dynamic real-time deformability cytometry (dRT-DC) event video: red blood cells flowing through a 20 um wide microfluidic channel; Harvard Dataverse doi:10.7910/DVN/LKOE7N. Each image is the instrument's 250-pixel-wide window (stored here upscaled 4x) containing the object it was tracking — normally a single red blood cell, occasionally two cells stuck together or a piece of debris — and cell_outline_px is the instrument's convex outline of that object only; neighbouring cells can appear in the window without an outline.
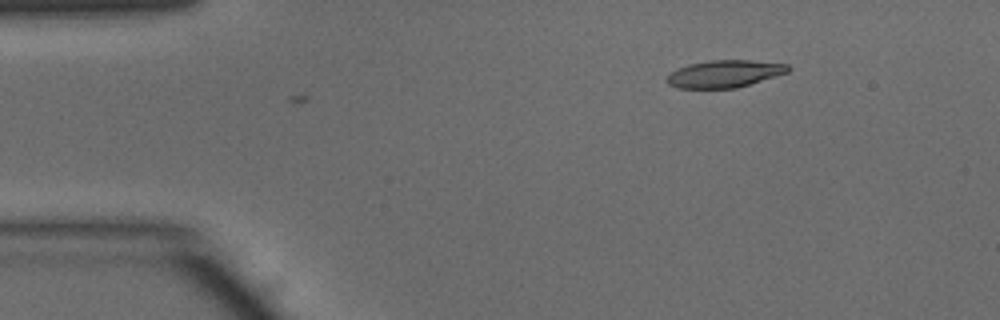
{"species": "common noctule bat (a hibernating species)", "species_latin": "Nyctalus noctula", "temperature_condition": "warm", "stored_images_in_passage": 6, "camera_frame_rate_fps": 3000, "um_per_image_px": 0.085, "animal": {"sex": "male", "body_mass_g": 15.6}, "frame": {"image": 1, "passage_image": 6, "time_ms": 1.667, "image_size_px": [1000, 320], "cell_outline_px": [[792, 68], [788, 72], [736, 88], [676, 88], [668, 84], [664, 80], [672, 72], [688, 64], [708, 60], [752, 60], [788, 64]], "centroid_in_image_um": [61.58, 6.27], "position_along_channel_um": 23.4, "area_um2": 19.25}}